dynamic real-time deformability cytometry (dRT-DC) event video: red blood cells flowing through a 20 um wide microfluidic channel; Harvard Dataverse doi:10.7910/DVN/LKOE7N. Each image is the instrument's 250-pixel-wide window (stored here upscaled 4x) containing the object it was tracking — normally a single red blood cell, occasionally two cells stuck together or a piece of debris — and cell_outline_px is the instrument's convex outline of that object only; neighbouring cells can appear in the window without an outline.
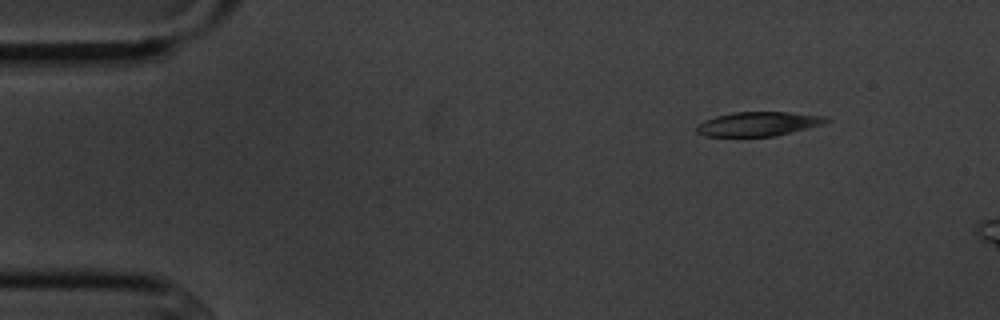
{"species": "common noctule bat (a hibernating species)", "species_latin": "Nyctalus noctula", "temperature_condition": "cold", "stored_images_in_passage": 7, "camera_frame_rate_fps": 3000, "um_per_image_px": 0.085, "animal": {"sex": "male", "body_mass_g": 20.1, "forearm_length_mm": 53.5}, "frame": {"image": 1, "passage_image": 1, "time_ms": 0.0, "image_size_px": [1000, 320], "cell_outline_px": [[832, 120], [820, 124], [776, 136], [704, 136], [696, 132], [696, 124], [704, 120], [716, 116], [732, 112], [788, 112], [828, 116]], "centroid_in_image_um": [64.42, 10.52], "position_along_channel_um": 20.6, "area_um2": 18.26}}
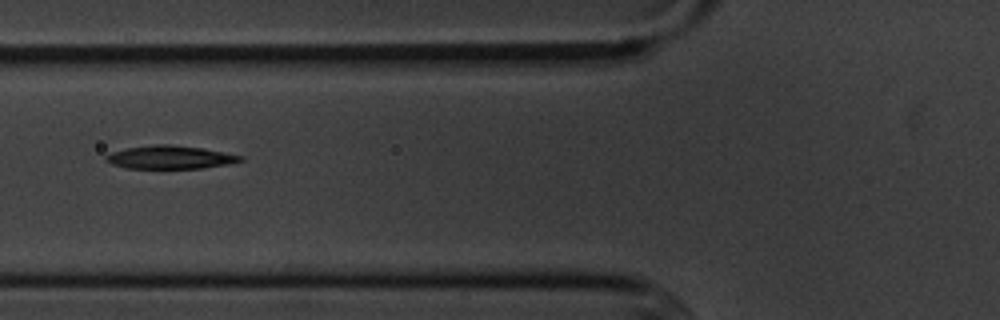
{"frame": {"image": 2, "passage_image": 5, "time_ms": 4.667, "image_size_px": [1000, 320], "cell_outline_px": [[244, 160], [228, 164], [200, 168], [128, 168], [112, 164], [104, 160], [104, 156], [112, 152], [128, 148], [156, 144], [168, 144], [200, 148], [224, 152], [244, 156]], "centroid_in_image_um": [14.46, 13.37], "position_along_channel_um": 111.3, "area_um2": 17.98}}
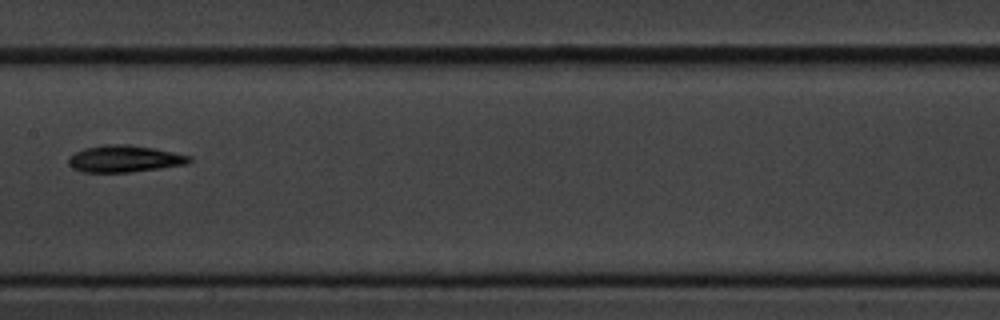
{"frame": {"image": 3, "passage_image": 7, "time_ms": 7.0, "image_size_px": [1000, 320], "cell_outline_px": [[192, 160], [188, 164], [132, 172], [80, 172], [72, 168], [68, 164], [68, 156], [84, 148], [104, 144], [128, 144], [156, 148], [192, 156]], "centroid_in_image_um": [10.58, 13.49], "position_along_channel_um": 196.8, "area_um2": 19.19}}